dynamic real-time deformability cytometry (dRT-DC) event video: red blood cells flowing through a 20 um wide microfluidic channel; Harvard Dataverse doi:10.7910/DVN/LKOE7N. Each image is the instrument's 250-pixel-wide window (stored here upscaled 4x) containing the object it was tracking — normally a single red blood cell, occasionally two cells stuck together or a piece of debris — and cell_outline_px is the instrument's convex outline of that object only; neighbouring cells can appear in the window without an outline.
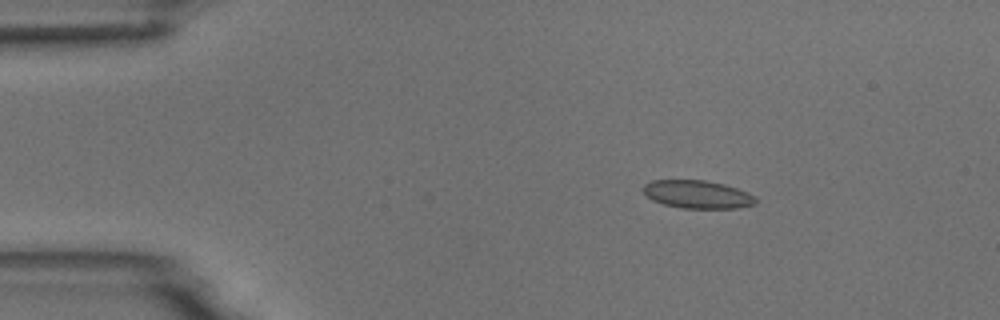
{"species": "common noctule bat (a hibernating species)", "species_latin": "Nyctalus noctula", "temperature_condition": "room temperature", "stored_images_in_passage": 5, "camera_frame_rate_fps": 3000, "um_per_image_px": 0.085, "animal": {"sex": "male", "body_mass_g": 18.8}, "frame": {"image": 1, "passage_image": 3, "time_ms": 2.333, "image_size_px": [1000, 320], "cell_outline_px": [[756, 204], [736, 208], [680, 208], [664, 204], [652, 200], [644, 192], [644, 184], [652, 180], [704, 180], [724, 184], [748, 192], [756, 196]], "centroid_in_image_um": [59.3, 16.52], "position_along_channel_um": 25.7, "area_um2": 18.32}}